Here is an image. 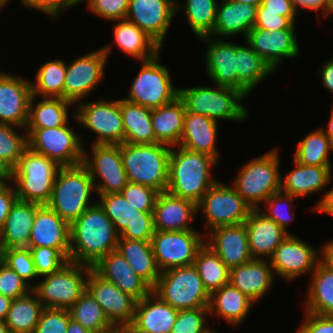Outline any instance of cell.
<instances>
[{"instance_id": "obj_1", "label": "cell", "mask_w": 333, "mask_h": 333, "mask_svg": "<svg viewBox=\"0 0 333 333\" xmlns=\"http://www.w3.org/2000/svg\"><path fill=\"white\" fill-rule=\"evenodd\" d=\"M118 238L114 223L96 202L70 225L69 261L92 267L116 250Z\"/></svg>"}, {"instance_id": "obj_2", "label": "cell", "mask_w": 333, "mask_h": 333, "mask_svg": "<svg viewBox=\"0 0 333 333\" xmlns=\"http://www.w3.org/2000/svg\"><path fill=\"white\" fill-rule=\"evenodd\" d=\"M217 163L210 155L179 145L171 147L166 191L197 205L218 181L211 174Z\"/></svg>"}, {"instance_id": "obj_3", "label": "cell", "mask_w": 333, "mask_h": 333, "mask_svg": "<svg viewBox=\"0 0 333 333\" xmlns=\"http://www.w3.org/2000/svg\"><path fill=\"white\" fill-rule=\"evenodd\" d=\"M207 84L178 88L179 97L183 100L186 111L204 115L217 122L219 120H232L243 122L247 120L248 110L243 102L246 96L235 88Z\"/></svg>"}, {"instance_id": "obj_4", "label": "cell", "mask_w": 333, "mask_h": 333, "mask_svg": "<svg viewBox=\"0 0 333 333\" xmlns=\"http://www.w3.org/2000/svg\"><path fill=\"white\" fill-rule=\"evenodd\" d=\"M93 192H96L93 179L82 163L61 167L47 205L71 225L87 208L96 203L90 201Z\"/></svg>"}, {"instance_id": "obj_5", "label": "cell", "mask_w": 333, "mask_h": 333, "mask_svg": "<svg viewBox=\"0 0 333 333\" xmlns=\"http://www.w3.org/2000/svg\"><path fill=\"white\" fill-rule=\"evenodd\" d=\"M171 147L162 143L121 144V158L128 182L167 190Z\"/></svg>"}, {"instance_id": "obj_6", "label": "cell", "mask_w": 333, "mask_h": 333, "mask_svg": "<svg viewBox=\"0 0 333 333\" xmlns=\"http://www.w3.org/2000/svg\"><path fill=\"white\" fill-rule=\"evenodd\" d=\"M280 153L272 149L245 163L232 186L252 209H259L274 193L280 191Z\"/></svg>"}, {"instance_id": "obj_7", "label": "cell", "mask_w": 333, "mask_h": 333, "mask_svg": "<svg viewBox=\"0 0 333 333\" xmlns=\"http://www.w3.org/2000/svg\"><path fill=\"white\" fill-rule=\"evenodd\" d=\"M60 168L61 166L54 160L28 147L13 172V185L17 199L47 205Z\"/></svg>"}, {"instance_id": "obj_8", "label": "cell", "mask_w": 333, "mask_h": 333, "mask_svg": "<svg viewBox=\"0 0 333 333\" xmlns=\"http://www.w3.org/2000/svg\"><path fill=\"white\" fill-rule=\"evenodd\" d=\"M152 292L176 310L209 306L210 294L194 265L162 271Z\"/></svg>"}, {"instance_id": "obj_9", "label": "cell", "mask_w": 333, "mask_h": 333, "mask_svg": "<svg viewBox=\"0 0 333 333\" xmlns=\"http://www.w3.org/2000/svg\"><path fill=\"white\" fill-rule=\"evenodd\" d=\"M91 269V266L68 261L58 271L32 284V291L44 308L69 309L86 291Z\"/></svg>"}, {"instance_id": "obj_10", "label": "cell", "mask_w": 333, "mask_h": 333, "mask_svg": "<svg viewBox=\"0 0 333 333\" xmlns=\"http://www.w3.org/2000/svg\"><path fill=\"white\" fill-rule=\"evenodd\" d=\"M155 57L140 61L141 68L133 79L125 100L149 109L158 108L179 96V89L172 84L169 68Z\"/></svg>"}, {"instance_id": "obj_11", "label": "cell", "mask_w": 333, "mask_h": 333, "mask_svg": "<svg viewBox=\"0 0 333 333\" xmlns=\"http://www.w3.org/2000/svg\"><path fill=\"white\" fill-rule=\"evenodd\" d=\"M28 147L61 167L75 166L83 162L84 139L70 127L69 122L55 128H26Z\"/></svg>"}, {"instance_id": "obj_12", "label": "cell", "mask_w": 333, "mask_h": 333, "mask_svg": "<svg viewBox=\"0 0 333 333\" xmlns=\"http://www.w3.org/2000/svg\"><path fill=\"white\" fill-rule=\"evenodd\" d=\"M73 119L96 135L92 144L120 145L124 143V128L120 99L84 102L75 104Z\"/></svg>"}, {"instance_id": "obj_13", "label": "cell", "mask_w": 333, "mask_h": 333, "mask_svg": "<svg viewBox=\"0 0 333 333\" xmlns=\"http://www.w3.org/2000/svg\"><path fill=\"white\" fill-rule=\"evenodd\" d=\"M252 208L231 185L219 180L204 194L197 204V212L205 217L206 234L212 229L244 223Z\"/></svg>"}, {"instance_id": "obj_14", "label": "cell", "mask_w": 333, "mask_h": 333, "mask_svg": "<svg viewBox=\"0 0 333 333\" xmlns=\"http://www.w3.org/2000/svg\"><path fill=\"white\" fill-rule=\"evenodd\" d=\"M200 231H156L151 240L155 260L159 270L194 264L198 251L206 238Z\"/></svg>"}, {"instance_id": "obj_15", "label": "cell", "mask_w": 333, "mask_h": 333, "mask_svg": "<svg viewBox=\"0 0 333 333\" xmlns=\"http://www.w3.org/2000/svg\"><path fill=\"white\" fill-rule=\"evenodd\" d=\"M87 152L84 148L82 164L93 179L96 193L98 195L121 193L128 183L121 158V144H92L90 157Z\"/></svg>"}, {"instance_id": "obj_16", "label": "cell", "mask_w": 333, "mask_h": 333, "mask_svg": "<svg viewBox=\"0 0 333 333\" xmlns=\"http://www.w3.org/2000/svg\"><path fill=\"white\" fill-rule=\"evenodd\" d=\"M97 202L114 223L120 238L151 241L155 232L153 212H142L129 204L122 193L98 195Z\"/></svg>"}, {"instance_id": "obj_17", "label": "cell", "mask_w": 333, "mask_h": 333, "mask_svg": "<svg viewBox=\"0 0 333 333\" xmlns=\"http://www.w3.org/2000/svg\"><path fill=\"white\" fill-rule=\"evenodd\" d=\"M108 57L98 48L66 63L64 99L76 104L103 81Z\"/></svg>"}, {"instance_id": "obj_18", "label": "cell", "mask_w": 333, "mask_h": 333, "mask_svg": "<svg viewBox=\"0 0 333 333\" xmlns=\"http://www.w3.org/2000/svg\"><path fill=\"white\" fill-rule=\"evenodd\" d=\"M274 274L288 282L312 274L320 262L319 250L295 235H288L269 258Z\"/></svg>"}, {"instance_id": "obj_19", "label": "cell", "mask_w": 333, "mask_h": 333, "mask_svg": "<svg viewBox=\"0 0 333 333\" xmlns=\"http://www.w3.org/2000/svg\"><path fill=\"white\" fill-rule=\"evenodd\" d=\"M87 290L100 304L109 322L119 332L131 325L137 303L135 298L103 279L93 269L87 276Z\"/></svg>"}, {"instance_id": "obj_20", "label": "cell", "mask_w": 333, "mask_h": 333, "mask_svg": "<svg viewBox=\"0 0 333 333\" xmlns=\"http://www.w3.org/2000/svg\"><path fill=\"white\" fill-rule=\"evenodd\" d=\"M295 29L269 31L253 27L244 41L271 67L275 72L283 59H295L300 53V45Z\"/></svg>"}, {"instance_id": "obj_21", "label": "cell", "mask_w": 333, "mask_h": 333, "mask_svg": "<svg viewBox=\"0 0 333 333\" xmlns=\"http://www.w3.org/2000/svg\"><path fill=\"white\" fill-rule=\"evenodd\" d=\"M175 16V0H129L125 19L137 25L162 47Z\"/></svg>"}, {"instance_id": "obj_22", "label": "cell", "mask_w": 333, "mask_h": 333, "mask_svg": "<svg viewBox=\"0 0 333 333\" xmlns=\"http://www.w3.org/2000/svg\"><path fill=\"white\" fill-rule=\"evenodd\" d=\"M31 97V80L0 71V124H12L24 130Z\"/></svg>"}, {"instance_id": "obj_23", "label": "cell", "mask_w": 333, "mask_h": 333, "mask_svg": "<svg viewBox=\"0 0 333 333\" xmlns=\"http://www.w3.org/2000/svg\"><path fill=\"white\" fill-rule=\"evenodd\" d=\"M28 248L57 249L68 261L70 255V224L48 205L36 209Z\"/></svg>"}, {"instance_id": "obj_24", "label": "cell", "mask_w": 333, "mask_h": 333, "mask_svg": "<svg viewBox=\"0 0 333 333\" xmlns=\"http://www.w3.org/2000/svg\"><path fill=\"white\" fill-rule=\"evenodd\" d=\"M205 237V244L220 257L229 269L244 265L253 259L245 223L216 227Z\"/></svg>"}, {"instance_id": "obj_25", "label": "cell", "mask_w": 333, "mask_h": 333, "mask_svg": "<svg viewBox=\"0 0 333 333\" xmlns=\"http://www.w3.org/2000/svg\"><path fill=\"white\" fill-rule=\"evenodd\" d=\"M177 315L178 310L151 291L137 301L133 322L120 333H171Z\"/></svg>"}, {"instance_id": "obj_26", "label": "cell", "mask_w": 333, "mask_h": 333, "mask_svg": "<svg viewBox=\"0 0 333 333\" xmlns=\"http://www.w3.org/2000/svg\"><path fill=\"white\" fill-rule=\"evenodd\" d=\"M199 40L208 43L204 57L210 81L236 89V43L212 36H204Z\"/></svg>"}, {"instance_id": "obj_27", "label": "cell", "mask_w": 333, "mask_h": 333, "mask_svg": "<svg viewBox=\"0 0 333 333\" xmlns=\"http://www.w3.org/2000/svg\"><path fill=\"white\" fill-rule=\"evenodd\" d=\"M92 269L103 279L115 284L122 292L137 301L146 297L152 288L135 274L126 259L117 251L102 257Z\"/></svg>"}, {"instance_id": "obj_28", "label": "cell", "mask_w": 333, "mask_h": 333, "mask_svg": "<svg viewBox=\"0 0 333 333\" xmlns=\"http://www.w3.org/2000/svg\"><path fill=\"white\" fill-rule=\"evenodd\" d=\"M197 213L194 202L167 191L160 192L153 209L154 228L156 231L193 230L190 224Z\"/></svg>"}, {"instance_id": "obj_29", "label": "cell", "mask_w": 333, "mask_h": 333, "mask_svg": "<svg viewBox=\"0 0 333 333\" xmlns=\"http://www.w3.org/2000/svg\"><path fill=\"white\" fill-rule=\"evenodd\" d=\"M253 259H268L290 233L268 218L260 209H252L244 222Z\"/></svg>"}, {"instance_id": "obj_30", "label": "cell", "mask_w": 333, "mask_h": 333, "mask_svg": "<svg viewBox=\"0 0 333 333\" xmlns=\"http://www.w3.org/2000/svg\"><path fill=\"white\" fill-rule=\"evenodd\" d=\"M112 22L116 23L113 28V44L110 43L101 48L108 58L114 44L122 52L138 61L151 59L162 51V47L134 23L127 19Z\"/></svg>"}, {"instance_id": "obj_31", "label": "cell", "mask_w": 333, "mask_h": 333, "mask_svg": "<svg viewBox=\"0 0 333 333\" xmlns=\"http://www.w3.org/2000/svg\"><path fill=\"white\" fill-rule=\"evenodd\" d=\"M274 271L268 259H252L229 269V283L255 303L274 285Z\"/></svg>"}, {"instance_id": "obj_32", "label": "cell", "mask_w": 333, "mask_h": 333, "mask_svg": "<svg viewBox=\"0 0 333 333\" xmlns=\"http://www.w3.org/2000/svg\"><path fill=\"white\" fill-rule=\"evenodd\" d=\"M219 2L216 23L209 36L225 39V37H234L237 34L242 36L243 34V37L246 38L248 32L255 26L258 7L232 0Z\"/></svg>"}, {"instance_id": "obj_33", "label": "cell", "mask_w": 333, "mask_h": 333, "mask_svg": "<svg viewBox=\"0 0 333 333\" xmlns=\"http://www.w3.org/2000/svg\"><path fill=\"white\" fill-rule=\"evenodd\" d=\"M293 161L295 169L281 176L280 191L296 198H303L329 186L333 177L332 166L302 165L294 159Z\"/></svg>"}, {"instance_id": "obj_34", "label": "cell", "mask_w": 333, "mask_h": 333, "mask_svg": "<svg viewBox=\"0 0 333 333\" xmlns=\"http://www.w3.org/2000/svg\"><path fill=\"white\" fill-rule=\"evenodd\" d=\"M218 126L219 123L211 118L186 111L179 146L210 155L219 162L216 146Z\"/></svg>"}, {"instance_id": "obj_35", "label": "cell", "mask_w": 333, "mask_h": 333, "mask_svg": "<svg viewBox=\"0 0 333 333\" xmlns=\"http://www.w3.org/2000/svg\"><path fill=\"white\" fill-rule=\"evenodd\" d=\"M255 302L230 283L210 294L209 316L221 317L236 327L246 320Z\"/></svg>"}, {"instance_id": "obj_36", "label": "cell", "mask_w": 333, "mask_h": 333, "mask_svg": "<svg viewBox=\"0 0 333 333\" xmlns=\"http://www.w3.org/2000/svg\"><path fill=\"white\" fill-rule=\"evenodd\" d=\"M40 205L16 200L0 230V245L3 249L27 247L31 236L36 209Z\"/></svg>"}, {"instance_id": "obj_37", "label": "cell", "mask_w": 333, "mask_h": 333, "mask_svg": "<svg viewBox=\"0 0 333 333\" xmlns=\"http://www.w3.org/2000/svg\"><path fill=\"white\" fill-rule=\"evenodd\" d=\"M185 112L184 102L179 96L164 106L151 109L153 131L158 143L170 147L179 145Z\"/></svg>"}, {"instance_id": "obj_38", "label": "cell", "mask_w": 333, "mask_h": 333, "mask_svg": "<svg viewBox=\"0 0 333 333\" xmlns=\"http://www.w3.org/2000/svg\"><path fill=\"white\" fill-rule=\"evenodd\" d=\"M244 44L236 43L235 72L236 89L247 97L274 71L246 42Z\"/></svg>"}, {"instance_id": "obj_39", "label": "cell", "mask_w": 333, "mask_h": 333, "mask_svg": "<svg viewBox=\"0 0 333 333\" xmlns=\"http://www.w3.org/2000/svg\"><path fill=\"white\" fill-rule=\"evenodd\" d=\"M116 250L126 259L136 275L153 288L161 274L151 241L118 238Z\"/></svg>"}, {"instance_id": "obj_40", "label": "cell", "mask_w": 333, "mask_h": 333, "mask_svg": "<svg viewBox=\"0 0 333 333\" xmlns=\"http://www.w3.org/2000/svg\"><path fill=\"white\" fill-rule=\"evenodd\" d=\"M124 128V142L130 144H155L151 109L120 99Z\"/></svg>"}, {"instance_id": "obj_41", "label": "cell", "mask_w": 333, "mask_h": 333, "mask_svg": "<svg viewBox=\"0 0 333 333\" xmlns=\"http://www.w3.org/2000/svg\"><path fill=\"white\" fill-rule=\"evenodd\" d=\"M36 98L31 97L26 128H55L68 123V110L75 109L74 103L63 98L42 97L35 104Z\"/></svg>"}, {"instance_id": "obj_42", "label": "cell", "mask_w": 333, "mask_h": 333, "mask_svg": "<svg viewBox=\"0 0 333 333\" xmlns=\"http://www.w3.org/2000/svg\"><path fill=\"white\" fill-rule=\"evenodd\" d=\"M311 276L303 311L333 316V271L319 262Z\"/></svg>"}, {"instance_id": "obj_43", "label": "cell", "mask_w": 333, "mask_h": 333, "mask_svg": "<svg viewBox=\"0 0 333 333\" xmlns=\"http://www.w3.org/2000/svg\"><path fill=\"white\" fill-rule=\"evenodd\" d=\"M43 308L32 290L22 297L12 299L5 318L9 332L34 333Z\"/></svg>"}, {"instance_id": "obj_44", "label": "cell", "mask_w": 333, "mask_h": 333, "mask_svg": "<svg viewBox=\"0 0 333 333\" xmlns=\"http://www.w3.org/2000/svg\"><path fill=\"white\" fill-rule=\"evenodd\" d=\"M68 311L72 320L92 333H120L109 322L102 307L87 289Z\"/></svg>"}, {"instance_id": "obj_45", "label": "cell", "mask_w": 333, "mask_h": 333, "mask_svg": "<svg viewBox=\"0 0 333 333\" xmlns=\"http://www.w3.org/2000/svg\"><path fill=\"white\" fill-rule=\"evenodd\" d=\"M181 6L176 2V12L178 8H183L184 16L188 21L191 31L196 37L209 36L214 29L217 16L218 0H185Z\"/></svg>"}, {"instance_id": "obj_46", "label": "cell", "mask_w": 333, "mask_h": 333, "mask_svg": "<svg viewBox=\"0 0 333 333\" xmlns=\"http://www.w3.org/2000/svg\"><path fill=\"white\" fill-rule=\"evenodd\" d=\"M193 265L209 294L229 283V268L208 245L198 251Z\"/></svg>"}, {"instance_id": "obj_47", "label": "cell", "mask_w": 333, "mask_h": 333, "mask_svg": "<svg viewBox=\"0 0 333 333\" xmlns=\"http://www.w3.org/2000/svg\"><path fill=\"white\" fill-rule=\"evenodd\" d=\"M331 144L321 128L308 133L297 145L293 159L302 165L331 166Z\"/></svg>"}, {"instance_id": "obj_48", "label": "cell", "mask_w": 333, "mask_h": 333, "mask_svg": "<svg viewBox=\"0 0 333 333\" xmlns=\"http://www.w3.org/2000/svg\"><path fill=\"white\" fill-rule=\"evenodd\" d=\"M65 75V61L54 59L44 63L37 71L36 81H31L32 95L64 99Z\"/></svg>"}, {"instance_id": "obj_49", "label": "cell", "mask_w": 333, "mask_h": 333, "mask_svg": "<svg viewBox=\"0 0 333 333\" xmlns=\"http://www.w3.org/2000/svg\"><path fill=\"white\" fill-rule=\"evenodd\" d=\"M19 128L12 124H0V158L8 162L13 168L17 166L24 151L28 148L26 128H24L21 135L18 134L19 131H16Z\"/></svg>"}, {"instance_id": "obj_50", "label": "cell", "mask_w": 333, "mask_h": 333, "mask_svg": "<svg viewBox=\"0 0 333 333\" xmlns=\"http://www.w3.org/2000/svg\"><path fill=\"white\" fill-rule=\"evenodd\" d=\"M298 199L292 195L283 193L279 191L277 193L272 194L264 203V209H268L264 211L262 207L259 209L262 213H264L268 218L273 220L276 224H278L286 233L289 231L287 227L289 223L294 220V212L291 209L293 206V201ZM285 205V207H284ZM286 208V209H283Z\"/></svg>"}, {"instance_id": "obj_51", "label": "cell", "mask_w": 333, "mask_h": 333, "mask_svg": "<svg viewBox=\"0 0 333 333\" xmlns=\"http://www.w3.org/2000/svg\"><path fill=\"white\" fill-rule=\"evenodd\" d=\"M3 262L15 271L30 286V281L38 278L30 248L11 247L3 249Z\"/></svg>"}, {"instance_id": "obj_52", "label": "cell", "mask_w": 333, "mask_h": 333, "mask_svg": "<svg viewBox=\"0 0 333 333\" xmlns=\"http://www.w3.org/2000/svg\"><path fill=\"white\" fill-rule=\"evenodd\" d=\"M206 314L209 315V308L178 310L171 333H205L209 329Z\"/></svg>"}, {"instance_id": "obj_53", "label": "cell", "mask_w": 333, "mask_h": 333, "mask_svg": "<svg viewBox=\"0 0 333 333\" xmlns=\"http://www.w3.org/2000/svg\"><path fill=\"white\" fill-rule=\"evenodd\" d=\"M125 199L142 212H153L159 192L151 187L128 182L121 191Z\"/></svg>"}, {"instance_id": "obj_54", "label": "cell", "mask_w": 333, "mask_h": 333, "mask_svg": "<svg viewBox=\"0 0 333 333\" xmlns=\"http://www.w3.org/2000/svg\"><path fill=\"white\" fill-rule=\"evenodd\" d=\"M30 252L39 277L58 271L68 262V260L54 248H30Z\"/></svg>"}, {"instance_id": "obj_55", "label": "cell", "mask_w": 333, "mask_h": 333, "mask_svg": "<svg viewBox=\"0 0 333 333\" xmlns=\"http://www.w3.org/2000/svg\"><path fill=\"white\" fill-rule=\"evenodd\" d=\"M70 318L68 309L43 308L34 333H66Z\"/></svg>"}, {"instance_id": "obj_56", "label": "cell", "mask_w": 333, "mask_h": 333, "mask_svg": "<svg viewBox=\"0 0 333 333\" xmlns=\"http://www.w3.org/2000/svg\"><path fill=\"white\" fill-rule=\"evenodd\" d=\"M32 290L24 279L13 271L6 263L0 264V294L16 299L28 294Z\"/></svg>"}, {"instance_id": "obj_57", "label": "cell", "mask_w": 333, "mask_h": 333, "mask_svg": "<svg viewBox=\"0 0 333 333\" xmlns=\"http://www.w3.org/2000/svg\"><path fill=\"white\" fill-rule=\"evenodd\" d=\"M87 8L92 13L107 21L126 18L129 0H87Z\"/></svg>"}, {"instance_id": "obj_58", "label": "cell", "mask_w": 333, "mask_h": 333, "mask_svg": "<svg viewBox=\"0 0 333 333\" xmlns=\"http://www.w3.org/2000/svg\"><path fill=\"white\" fill-rule=\"evenodd\" d=\"M297 17H285L282 13L265 12V8H257L255 28L269 31L281 29H295Z\"/></svg>"}, {"instance_id": "obj_59", "label": "cell", "mask_w": 333, "mask_h": 333, "mask_svg": "<svg viewBox=\"0 0 333 333\" xmlns=\"http://www.w3.org/2000/svg\"><path fill=\"white\" fill-rule=\"evenodd\" d=\"M20 3L28 9L41 11L55 19L62 12L75 6L74 0H20Z\"/></svg>"}, {"instance_id": "obj_60", "label": "cell", "mask_w": 333, "mask_h": 333, "mask_svg": "<svg viewBox=\"0 0 333 333\" xmlns=\"http://www.w3.org/2000/svg\"><path fill=\"white\" fill-rule=\"evenodd\" d=\"M304 312L303 323L296 333H333V316Z\"/></svg>"}, {"instance_id": "obj_61", "label": "cell", "mask_w": 333, "mask_h": 333, "mask_svg": "<svg viewBox=\"0 0 333 333\" xmlns=\"http://www.w3.org/2000/svg\"><path fill=\"white\" fill-rule=\"evenodd\" d=\"M258 8H265V12L282 13L285 17H296L298 14L292 0H262Z\"/></svg>"}, {"instance_id": "obj_62", "label": "cell", "mask_w": 333, "mask_h": 333, "mask_svg": "<svg viewBox=\"0 0 333 333\" xmlns=\"http://www.w3.org/2000/svg\"><path fill=\"white\" fill-rule=\"evenodd\" d=\"M17 200L16 191L13 183L8 184L0 192V230L3 228L4 222L10 212L12 205Z\"/></svg>"}, {"instance_id": "obj_63", "label": "cell", "mask_w": 333, "mask_h": 333, "mask_svg": "<svg viewBox=\"0 0 333 333\" xmlns=\"http://www.w3.org/2000/svg\"><path fill=\"white\" fill-rule=\"evenodd\" d=\"M293 7L297 13L299 10H315L317 13L322 10L324 18L328 17V0H292Z\"/></svg>"}, {"instance_id": "obj_64", "label": "cell", "mask_w": 333, "mask_h": 333, "mask_svg": "<svg viewBox=\"0 0 333 333\" xmlns=\"http://www.w3.org/2000/svg\"><path fill=\"white\" fill-rule=\"evenodd\" d=\"M318 72L322 79L323 86L328 92L333 94V58L323 63Z\"/></svg>"}, {"instance_id": "obj_65", "label": "cell", "mask_w": 333, "mask_h": 333, "mask_svg": "<svg viewBox=\"0 0 333 333\" xmlns=\"http://www.w3.org/2000/svg\"><path fill=\"white\" fill-rule=\"evenodd\" d=\"M322 196L312 209L333 216V188L326 190Z\"/></svg>"}, {"instance_id": "obj_66", "label": "cell", "mask_w": 333, "mask_h": 333, "mask_svg": "<svg viewBox=\"0 0 333 333\" xmlns=\"http://www.w3.org/2000/svg\"><path fill=\"white\" fill-rule=\"evenodd\" d=\"M320 262L333 271V240H329L321 248Z\"/></svg>"}, {"instance_id": "obj_67", "label": "cell", "mask_w": 333, "mask_h": 333, "mask_svg": "<svg viewBox=\"0 0 333 333\" xmlns=\"http://www.w3.org/2000/svg\"><path fill=\"white\" fill-rule=\"evenodd\" d=\"M13 172L14 168L4 159L0 158V180H13Z\"/></svg>"}, {"instance_id": "obj_68", "label": "cell", "mask_w": 333, "mask_h": 333, "mask_svg": "<svg viewBox=\"0 0 333 333\" xmlns=\"http://www.w3.org/2000/svg\"><path fill=\"white\" fill-rule=\"evenodd\" d=\"M11 302H12L11 298L0 294V319L1 320H5L7 313L9 311V308H10Z\"/></svg>"}, {"instance_id": "obj_69", "label": "cell", "mask_w": 333, "mask_h": 333, "mask_svg": "<svg viewBox=\"0 0 333 333\" xmlns=\"http://www.w3.org/2000/svg\"><path fill=\"white\" fill-rule=\"evenodd\" d=\"M66 333H92V332L87 330L81 324L70 318Z\"/></svg>"}, {"instance_id": "obj_70", "label": "cell", "mask_w": 333, "mask_h": 333, "mask_svg": "<svg viewBox=\"0 0 333 333\" xmlns=\"http://www.w3.org/2000/svg\"><path fill=\"white\" fill-rule=\"evenodd\" d=\"M333 106V105H332ZM327 128L322 130L325 132V134L327 135V138L330 141L331 144V148L333 151V107L331 108V115H330V119L328 121V125L326 126Z\"/></svg>"}, {"instance_id": "obj_71", "label": "cell", "mask_w": 333, "mask_h": 333, "mask_svg": "<svg viewBox=\"0 0 333 333\" xmlns=\"http://www.w3.org/2000/svg\"><path fill=\"white\" fill-rule=\"evenodd\" d=\"M239 3H248L249 5L259 6L262 3V0H232Z\"/></svg>"}, {"instance_id": "obj_72", "label": "cell", "mask_w": 333, "mask_h": 333, "mask_svg": "<svg viewBox=\"0 0 333 333\" xmlns=\"http://www.w3.org/2000/svg\"><path fill=\"white\" fill-rule=\"evenodd\" d=\"M0 333H10L5 320L0 319Z\"/></svg>"}, {"instance_id": "obj_73", "label": "cell", "mask_w": 333, "mask_h": 333, "mask_svg": "<svg viewBox=\"0 0 333 333\" xmlns=\"http://www.w3.org/2000/svg\"><path fill=\"white\" fill-rule=\"evenodd\" d=\"M8 182L11 184L13 180H0V192L8 185Z\"/></svg>"}, {"instance_id": "obj_74", "label": "cell", "mask_w": 333, "mask_h": 333, "mask_svg": "<svg viewBox=\"0 0 333 333\" xmlns=\"http://www.w3.org/2000/svg\"><path fill=\"white\" fill-rule=\"evenodd\" d=\"M333 9V0H328V14Z\"/></svg>"}, {"instance_id": "obj_75", "label": "cell", "mask_w": 333, "mask_h": 333, "mask_svg": "<svg viewBox=\"0 0 333 333\" xmlns=\"http://www.w3.org/2000/svg\"><path fill=\"white\" fill-rule=\"evenodd\" d=\"M8 2H9V0H0V9L2 7H4L6 5V3H8Z\"/></svg>"}, {"instance_id": "obj_76", "label": "cell", "mask_w": 333, "mask_h": 333, "mask_svg": "<svg viewBox=\"0 0 333 333\" xmlns=\"http://www.w3.org/2000/svg\"><path fill=\"white\" fill-rule=\"evenodd\" d=\"M3 262V248L0 245V264Z\"/></svg>"}, {"instance_id": "obj_77", "label": "cell", "mask_w": 333, "mask_h": 333, "mask_svg": "<svg viewBox=\"0 0 333 333\" xmlns=\"http://www.w3.org/2000/svg\"><path fill=\"white\" fill-rule=\"evenodd\" d=\"M83 1H87V0H74V2H75V5H77L78 3L80 4L81 2H83Z\"/></svg>"}, {"instance_id": "obj_78", "label": "cell", "mask_w": 333, "mask_h": 333, "mask_svg": "<svg viewBox=\"0 0 333 333\" xmlns=\"http://www.w3.org/2000/svg\"><path fill=\"white\" fill-rule=\"evenodd\" d=\"M205 333H218V332H215L211 328H209Z\"/></svg>"}, {"instance_id": "obj_79", "label": "cell", "mask_w": 333, "mask_h": 333, "mask_svg": "<svg viewBox=\"0 0 333 333\" xmlns=\"http://www.w3.org/2000/svg\"><path fill=\"white\" fill-rule=\"evenodd\" d=\"M329 15H333V9L329 12L328 18H329Z\"/></svg>"}]
</instances>
